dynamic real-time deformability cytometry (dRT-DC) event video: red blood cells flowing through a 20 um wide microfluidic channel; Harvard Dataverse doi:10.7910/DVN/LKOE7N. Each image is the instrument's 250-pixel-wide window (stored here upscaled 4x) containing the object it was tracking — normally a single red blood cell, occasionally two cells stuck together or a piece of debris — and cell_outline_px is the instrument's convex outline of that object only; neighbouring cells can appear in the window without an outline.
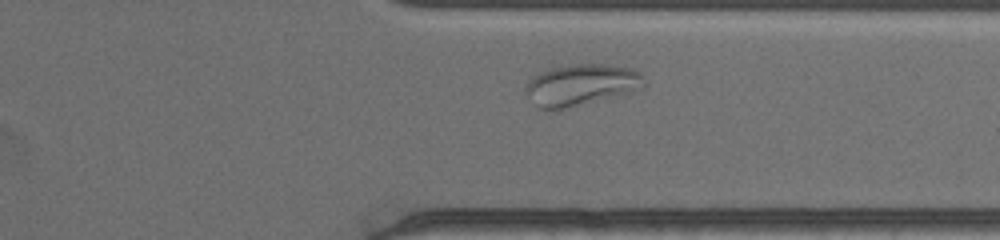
{"species": "common noctule bat (a hibernating species)", "species_latin": "Nyctalus noctula", "temperature_condition": "warm", "stored_images_in_passage": 37, "camera_frame_rate_fps": 3000, "um_per_image_px": 0.085, "animal": {"sex": "female", "body_mass_g": 19.5, "forearm_length_mm": 54.1}, "frame": {"image": 1, "passage_image": 32, "time_ms": 10.333, "image_size_px": [1000, 240], "cell_outline_px": [[648, 84], [644, 88], [632, 92], [568, 108], [540, 108], [524, 92], [524, 88], [532, 76], [540, 72], [552, 68], [572, 64], [600, 64], [628, 68], [640, 72], [644, 76]], "centroid_in_image_um": [49.45, 7.2], "position_along_channel_um": 362.0, "area_um2": 28.5}, "authors_computed_cell_mechanics": {"area_um2": 28.4954, "velocity_mm_per_s": 3.5052, "shape_relaxation_time_tau1_ms": null, "shape_relaxation_time_tau2_ms": 0.932, "deformation_change_tau1": null, "deformation_change_tau2": 0.057}}